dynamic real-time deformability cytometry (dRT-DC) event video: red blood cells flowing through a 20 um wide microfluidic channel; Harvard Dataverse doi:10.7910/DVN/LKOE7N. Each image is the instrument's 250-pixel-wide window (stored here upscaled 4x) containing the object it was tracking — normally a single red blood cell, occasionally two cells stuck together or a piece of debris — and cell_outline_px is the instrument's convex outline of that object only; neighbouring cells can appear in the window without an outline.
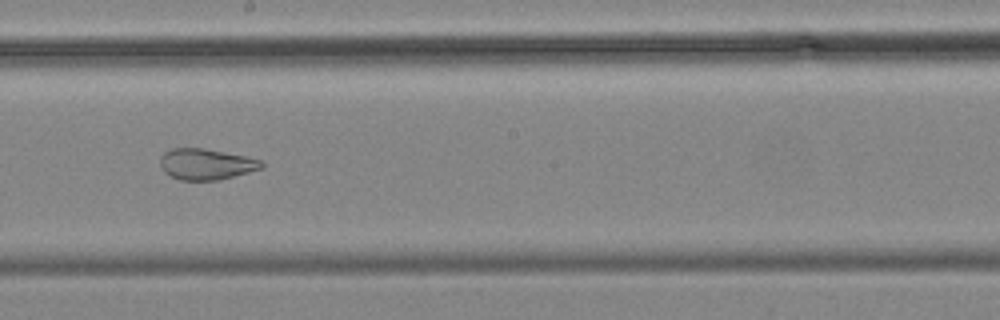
{"species": "common noctule bat (a hibernating species)", "species_latin": "Nyctalus noctula", "temperature_condition": "cold", "stored_images_in_passage": 7, "camera_frame_rate_fps": 3000, "um_per_image_px": 0.085, "animal": {"sex": "male", "body_mass_g": 19.2, "forearm_length_mm": 51.8}, "frame": {"image": 1, "passage_image": 6, "time_ms": 5.667, "image_size_px": [1000, 320], "cell_outline_px": [[264, 168], [216, 180], [180, 180], [168, 176], [160, 168], [160, 156], [164, 152], [172, 148], [204, 148], [244, 156], [260, 160], [264, 164]], "centroid_in_image_um": [17.46, 13.95], "position_along_channel_um": 230.7, "area_um2": 18.32}}